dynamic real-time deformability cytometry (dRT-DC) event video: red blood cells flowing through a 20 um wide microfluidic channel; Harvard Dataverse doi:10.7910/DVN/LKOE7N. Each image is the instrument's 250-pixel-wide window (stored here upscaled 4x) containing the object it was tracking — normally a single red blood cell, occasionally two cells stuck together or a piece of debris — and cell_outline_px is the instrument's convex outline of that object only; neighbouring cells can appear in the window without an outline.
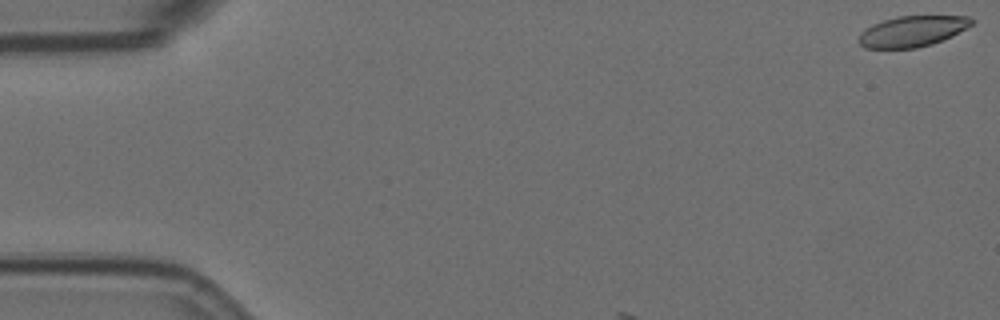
{"species": "Egyptian fruit bat (a non-hibernating species)", "species_latin": "Rousettus aegyptiacus", "temperature_condition": "room temperature", "stored_images_in_passage": 9, "camera_frame_rate_fps": 3000, "um_per_image_px": 0.085, "animal": {"sex": "female"}, "frame": {"image": 1, "passage_image": 1, "time_ms": 0.0, "image_size_px": [1000, 320], "cell_outline_px": [[972, 24], [952, 36], [932, 44], [916, 48], [864, 48], [856, 40], [860, 32], [872, 24], [896, 16], [968, 16], [972, 20]], "centroid_in_image_um": [77.49, 2.66], "position_along_channel_um": 7.5, "area_um2": 20.23}}